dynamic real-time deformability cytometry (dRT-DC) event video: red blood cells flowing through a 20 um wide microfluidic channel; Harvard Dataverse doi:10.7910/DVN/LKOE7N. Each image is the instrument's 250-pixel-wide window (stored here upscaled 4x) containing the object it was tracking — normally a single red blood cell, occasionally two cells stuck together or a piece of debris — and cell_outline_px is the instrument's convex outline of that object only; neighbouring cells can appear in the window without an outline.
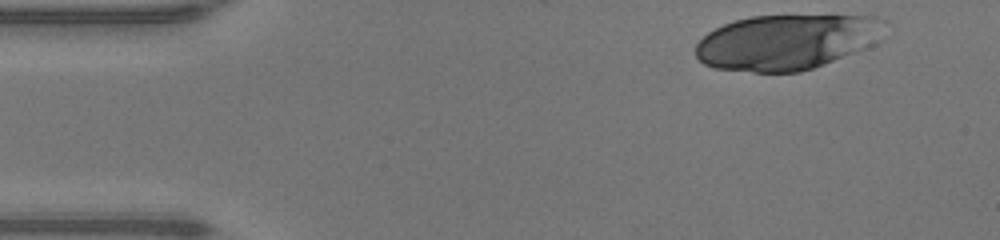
{"species": "human", "species_latin": "Homo sapiens", "temperature_condition": "warm", "stored_images_in_passage": 16, "camera_frame_rate_fps": 3000, "um_per_image_px": 0.085, "donor": {"sex": "male"}, "frame": {"image": 1, "passage_image": 1, "time_ms": 0.0, "image_size_px": [1000, 240], "cell_outline_px": [[888, 20], [872, 44], [864, 48], [824, 64], [800, 72], [752, 72], [716, 68], [704, 64], [696, 56], [696, 44], [708, 32], [724, 24], [736, 20], [752, 16], [880, 16]], "centroid_in_image_um": [66.84, 3.57], "position_along_channel_um": 18.2, "area_um2": 60.34}}